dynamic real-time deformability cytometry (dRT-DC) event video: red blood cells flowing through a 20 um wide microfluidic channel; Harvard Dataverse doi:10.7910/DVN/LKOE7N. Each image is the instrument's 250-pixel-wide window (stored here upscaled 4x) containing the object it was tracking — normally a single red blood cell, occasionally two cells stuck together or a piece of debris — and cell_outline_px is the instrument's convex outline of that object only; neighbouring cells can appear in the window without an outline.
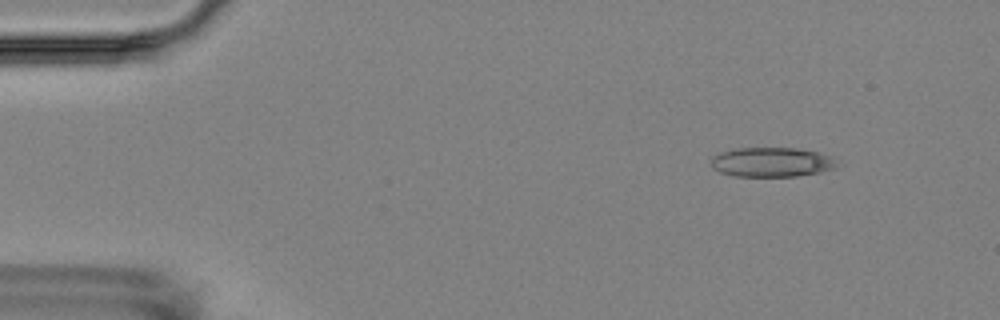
{"species": "Egyptian fruit bat (a non-hibernating species)", "species_latin": "Rousettus aegyptiacus", "temperature_condition": "room temperature", "stored_images_in_passage": 2, "camera_frame_rate_fps": 3000, "um_per_image_px": 0.085, "animal": {"sex": "female"}, "frame": {"image": 1, "passage_image": 2, "time_ms": 13.0, "image_size_px": [1000, 320], "cell_outline_px": [[844, 164], [836, 168], [820, 172], [796, 176], [732, 176], [720, 172], [712, 168], [708, 164], [708, 160], [712, 156], [720, 152], [732, 148], [796, 148], [816, 152], [828, 156]], "centroid_in_image_um": [65.55, 13.78], "position_along_channel_um": 19.5, "area_um2": 22.08}}